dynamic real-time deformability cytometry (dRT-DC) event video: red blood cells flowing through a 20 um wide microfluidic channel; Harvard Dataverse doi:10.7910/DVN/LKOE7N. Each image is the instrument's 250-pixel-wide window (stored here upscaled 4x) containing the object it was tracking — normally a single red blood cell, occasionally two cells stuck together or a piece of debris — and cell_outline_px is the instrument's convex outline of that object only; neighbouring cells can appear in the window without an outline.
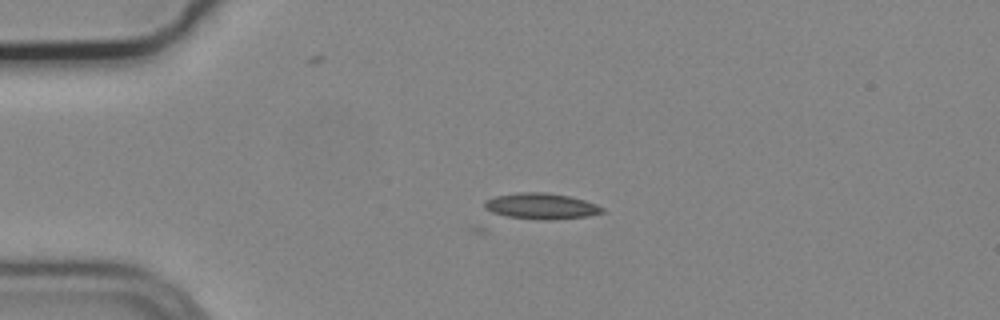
{"species": "common noctule bat (a hibernating species)", "species_latin": "Nyctalus noctula", "temperature_condition": "cold", "stored_images_in_passage": 4, "camera_frame_rate_fps": 3000, "um_per_image_px": 0.085, "animal": {"sex": "male", "body_mass_g": 19.2, "forearm_length_mm": 51.8}, "frame": {"image": 1, "passage_image": 3, "time_ms": 0.667, "image_size_px": [1000, 320], "cell_outline_px": [[604, 212], [588, 216], [548, 220], [540, 220], [508, 216], [492, 212], [484, 208], [484, 204], [488, 200], [496, 196], [520, 192], [544, 192], [568, 196], [584, 200], [596, 204], [604, 208]], "centroid_in_image_um": [46.03, 17.52], "position_along_channel_um": 39.0, "area_um2": 17.57}}